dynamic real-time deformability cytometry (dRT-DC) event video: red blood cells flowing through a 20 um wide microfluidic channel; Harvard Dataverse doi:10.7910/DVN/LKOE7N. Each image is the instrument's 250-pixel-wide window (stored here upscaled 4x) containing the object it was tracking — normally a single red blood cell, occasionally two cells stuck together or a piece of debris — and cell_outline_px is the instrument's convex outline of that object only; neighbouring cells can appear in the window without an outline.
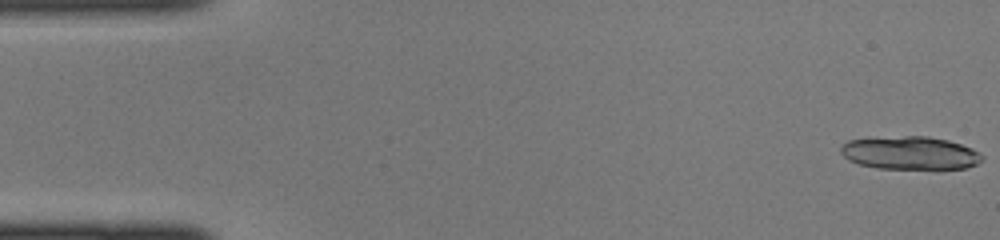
{"species": "common noctule bat (a hibernating species)", "species_latin": "Nyctalus noctula", "temperature_condition": "cold", "stored_images_in_passage": 22, "camera_frame_rate_fps": 3000, "um_per_image_px": 0.085, "animal": {"sex": "female", "body_mass_g": 22.0, "forearm_length_mm": 56.7}, "frame": {"image": 1, "passage_image": 1, "time_ms": 0.0, "image_size_px": [1000, 240], "cell_outline_px": [[984, 160], [976, 164], [964, 168], [876, 168], [860, 164], [848, 160], [840, 152], [840, 148], [848, 140], [904, 136], [928, 136], [948, 140], [972, 148], [984, 156]], "centroid_in_image_um": [77.37, 13.0], "position_along_channel_um": 7.6, "area_um2": 26.99}}
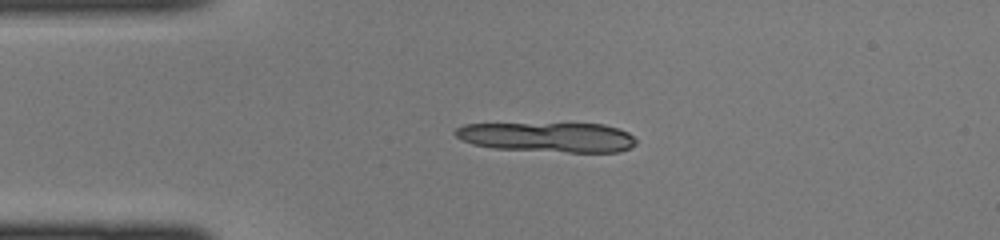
{"frame": {"image": 2, "passage_image": 10, "time_ms": 3.0, "image_size_px": [1000, 240], "cell_outline_px": [[636, 144], [620, 152], [568, 152], [492, 148], [472, 144], [460, 140], [452, 132], [456, 128], [464, 124], [604, 124], [620, 128], [628, 132], [636, 140]], "centroid_in_image_um": [46.55, 11.66], "position_along_channel_um": 38.5, "area_um2": 31.44}}